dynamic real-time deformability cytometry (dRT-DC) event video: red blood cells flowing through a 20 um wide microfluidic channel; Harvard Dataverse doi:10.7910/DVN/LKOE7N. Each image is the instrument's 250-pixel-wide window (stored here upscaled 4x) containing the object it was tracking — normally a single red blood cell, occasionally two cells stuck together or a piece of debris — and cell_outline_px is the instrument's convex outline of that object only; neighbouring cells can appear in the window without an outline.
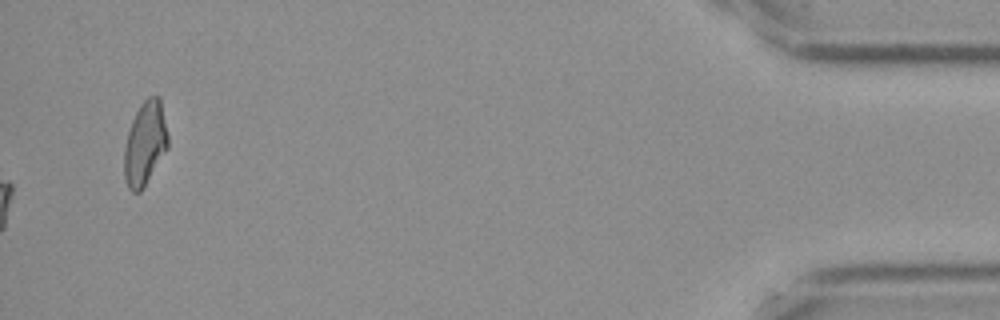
{"species": "Egyptian fruit bat (a non-hibernating species)", "species_latin": "Rousettus aegyptiacus", "temperature_condition": "cold", "stored_images_in_passage": 58, "segment_of_instrument_passage": [2, 2], "camera_frame_rate_fps": 3000, "um_per_image_px": 0.085, "frame": {"image": 1, "passage_image": 58, "time_ms": 19.0, "image_size_px": [1000, 320], "cell_outline_px": [[164, 148], [144, 184], [140, 188], [128, 184], [128, 140], [136, 116], [140, 108], [144, 104], [156, 96], [160, 104], [164, 128]], "centroid_in_image_um": [12.35, 12.12], "position_along_channel_um": 422.8, "area_um2": 16.88}}